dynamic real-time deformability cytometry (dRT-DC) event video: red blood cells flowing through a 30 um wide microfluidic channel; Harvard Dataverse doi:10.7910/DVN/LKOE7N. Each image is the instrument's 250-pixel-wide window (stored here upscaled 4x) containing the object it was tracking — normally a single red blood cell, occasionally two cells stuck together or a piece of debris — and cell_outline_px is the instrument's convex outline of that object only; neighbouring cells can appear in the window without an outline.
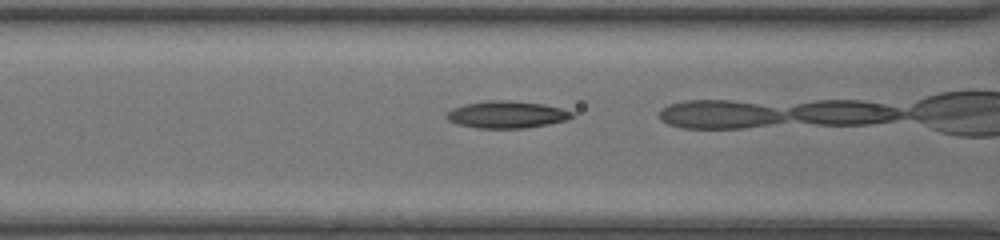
{"species": "common noctule bat (a hibernating species)", "species_latin": "Nyctalus noctula", "temperature_condition": "room temperature", "stored_images_in_passage": 14, "camera_frame_rate_fps": 3000, "um_per_image_px": 0.085, "animal": {"sex": "female", "body_mass_g": 20.0, "forearm_length_mm": 54.0}, "frame": {"image": 1, "passage_image": 3, "time_ms": 0.667, "image_size_px": [1000, 240], "cell_outline_px": [[572, 116], [568, 120], [548, 124], [524, 128], [476, 128], [456, 124], [448, 120], [444, 116], [452, 108], [464, 104], [488, 100], [512, 100], [544, 104], [560, 108], [572, 112]], "centroid_in_image_um": [43.03, 9.73], "position_along_channel_um": 123.6, "area_um2": 19.88}}